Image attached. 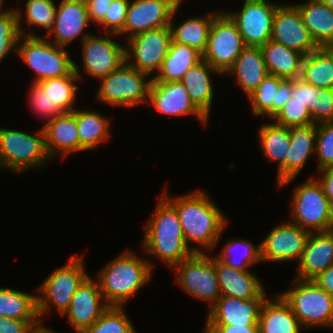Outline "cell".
I'll return each instance as SVG.
<instances>
[{"label": "cell", "mask_w": 333, "mask_h": 333, "mask_svg": "<svg viewBox=\"0 0 333 333\" xmlns=\"http://www.w3.org/2000/svg\"><path fill=\"white\" fill-rule=\"evenodd\" d=\"M149 102L160 113L172 116L195 115L203 126L207 124L208 118L195 106L180 81H152Z\"/></svg>", "instance_id": "obj_19"}, {"label": "cell", "mask_w": 333, "mask_h": 333, "mask_svg": "<svg viewBox=\"0 0 333 333\" xmlns=\"http://www.w3.org/2000/svg\"><path fill=\"white\" fill-rule=\"evenodd\" d=\"M45 134V145L49 157L68 155L80 152V137L78 134L76 116L72 113H63L46 122L42 127Z\"/></svg>", "instance_id": "obj_24"}, {"label": "cell", "mask_w": 333, "mask_h": 333, "mask_svg": "<svg viewBox=\"0 0 333 333\" xmlns=\"http://www.w3.org/2000/svg\"><path fill=\"white\" fill-rule=\"evenodd\" d=\"M26 22L29 26H38L47 30V34L52 29L57 6L53 0H27Z\"/></svg>", "instance_id": "obj_43"}, {"label": "cell", "mask_w": 333, "mask_h": 333, "mask_svg": "<svg viewBox=\"0 0 333 333\" xmlns=\"http://www.w3.org/2000/svg\"><path fill=\"white\" fill-rule=\"evenodd\" d=\"M180 6L181 3L175 8L170 21L172 41L188 45L202 55L206 50L212 21L220 12L209 13L205 17L188 18L179 26H174L173 18Z\"/></svg>", "instance_id": "obj_34"}, {"label": "cell", "mask_w": 333, "mask_h": 333, "mask_svg": "<svg viewBox=\"0 0 333 333\" xmlns=\"http://www.w3.org/2000/svg\"><path fill=\"white\" fill-rule=\"evenodd\" d=\"M266 298L242 300L221 296L208 309L206 325H258L260 310Z\"/></svg>", "instance_id": "obj_21"}, {"label": "cell", "mask_w": 333, "mask_h": 333, "mask_svg": "<svg viewBox=\"0 0 333 333\" xmlns=\"http://www.w3.org/2000/svg\"><path fill=\"white\" fill-rule=\"evenodd\" d=\"M240 12L227 13L236 24L245 46L261 47L271 40L273 18L278 4L267 0H244Z\"/></svg>", "instance_id": "obj_13"}, {"label": "cell", "mask_w": 333, "mask_h": 333, "mask_svg": "<svg viewBox=\"0 0 333 333\" xmlns=\"http://www.w3.org/2000/svg\"><path fill=\"white\" fill-rule=\"evenodd\" d=\"M25 35V36H24ZM22 40V41H21ZM17 45L18 56L36 72L35 83L49 78L70 75L74 71V61L64 47L34 33L20 35Z\"/></svg>", "instance_id": "obj_4"}, {"label": "cell", "mask_w": 333, "mask_h": 333, "mask_svg": "<svg viewBox=\"0 0 333 333\" xmlns=\"http://www.w3.org/2000/svg\"><path fill=\"white\" fill-rule=\"evenodd\" d=\"M112 1L113 0H85L90 21L99 25L104 19L105 14H108V9Z\"/></svg>", "instance_id": "obj_49"}, {"label": "cell", "mask_w": 333, "mask_h": 333, "mask_svg": "<svg viewBox=\"0 0 333 333\" xmlns=\"http://www.w3.org/2000/svg\"><path fill=\"white\" fill-rule=\"evenodd\" d=\"M0 317L20 320H39L37 294L0 288Z\"/></svg>", "instance_id": "obj_39"}, {"label": "cell", "mask_w": 333, "mask_h": 333, "mask_svg": "<svg viewBox=\"0 0 333 333\" xmlns=\"http://www.w3.org/2000/svg\"><path fill=\"white\" fill-rule=\"evenodd\" d=\"M79 67L74 62V71L70 75L58 78H49L38 82L53 103L60 108L63 113L73 112L72 107L76 98V92L80 88L74 81L82 80Z\"/></svg>", "instance_id": "obj_38"}, {"label": "cell", "mask_w": 333, "mask_h": 333, "mask_svg": "<svg viewBox=\"0 0 333 333\" xmlns=\"http://www.w3.org/2000/svg\"><path fill=\"white\" fill-rule=\"evenodd\" d=\"M226 74L235 75L246 96L251 95L268 75L261 47L246 46Z\"/></svg>", "instance_id": "obj_27"}, {"label": "cell", "mask_w": 333, "mask_h": 333, "mask_svg": "<svg viewBox=\"0 0 333 333\" xmlns=\"http://www.w3.org/2000/svg\"><path fill=\"white\" fill-rule=\"evenodd\" d=\"M317 124L290 127V147L287 155V180L279 187L291 183L315 153Z\"/></svg>", "instance_id": "obj_28"}, {"label": "cell", "mask_w": 333, "mask_h": 333, "mask_svg": "<svg viewBox=\"0 0 333 333\" xmlns=\"http://www.w3.org/2000/svg\"><path fill=\"white\" fill-rule=\"evenodd\" d=\"M292 283L294 287L280 295L290 305L301 327L333 326V296L313 280L295 278Z\"/></svg>", "instance_id": "obj_5"}, {"label": "cell", "mask_w": 333, "mask_h": 333, "mask_svg": "<svg viewBox=\"0 0 333 333\" xmlns=\"http://www.w3.org/2000/svg\"><path fill=\"white\" fill-rule=\"evenodd\" d=\"M271 40L296 50L304 56L319 48L304 25L296 4L277 6L273 18Z\"/></svg>", "instance_id": "obj_16"}, {"label": "cell", "mask_w": 333, "mask_h": 333, "mask_svg": "<svg viewBox=\"0 0 333 333\" xmlns=\"http://www.w3.org/2000/svg\"><path fill=\"white\" fill-rule=\"evenodd\" d=\"M214 257L226 266L238 270H248L254 263L261 262V248L260 244L255 247L250 241L236 238L226 242L220 254Z\"/></svg>", "instance_id": "obj_40"}, {"label": "cell", "mask_w": 333, "mask_h": 333, "mask_svg": "<svg viewBox=\"0 0 333 333\" xmlns=\"http://www.w3.org/2000/svg\"><path fill=\"white\" fill-rule=\"evenodd\" d=\"M313 281L333 296V264L314 278Z\"/></svg>", "instance_id": "obj_52"}, {"label": "cell", "mask_w": 333, "mask_h": 333, "mask_svg": "<svg viewBox=\"0 0 333 333\" xmlns=\"http://www.w3.org/2000/svg\"><path fill=\"white\" fill-rule=\"evenodd\" d=\"M43 323L40 320H20L0 317V333H32Z\"/></svg>", "instance_id": "obj_48"}, {"label": "cell", "mask_w": 333, "mask_h": 333, "mask_svg": "<svg viewBox=\"0 0 333 333\" xmlns=\"http://www.w3.org/2000/svg\"><path fill=\"white\" fill-rule=\"evenodd\" d=\"M329 232L333 235V218H332V223Z\"/></svg>", "instance_id": "obj_56"}, {"label": "cell", "mask_w": 333, "mask_h": 333, "mask_svg": "<svg viewBox=\"0 0 333 333\" xmlns=\"http://www.w3.org/2000/svg\"><path fill=\"white\" fill-rule=\"evenodd\" d=\"M150 75L136 70L126 61L116 70L102 77L97 92V100L105 104L137 106L149 100L152 78Z\"/></svg>", "instance_id": "obj_9"}, {"label": "cell", "mask_w": 333, "mask_h": 333, "mask_svg": "<svg viewBox=\"0 0 333 333\" xmlns=\"http://www.w3.org/2000/svg\"><path fill=\"white\" fill-rule=\"evenodd\" d=\"M160 197L153 216L144 227L142 245L146 254L155 255L172 268L194 253H201V249L187 245L176 209L162 195Z\"/></svg>", "instance_id": "obj_2"}, {"label": "cell", "mask_w": 333, "mask_h": 333, "mask_svg": "<svg viewBox=\"0 0 333 333\" xmlns=\"http://www.w3.org/2000/svg\"><path fill=\"white\" fill-rule=\"evenodd\" d=\"M3 3H4V0H0V10H1V7L3 6Z\"/></svg>", "instance_id": "obj_57"}, {"label": "cell", "mask_w": 333, "mask_h": 333, "mask_svg": "<svg viewBox=\"0 0 333 333\" xmlns=\"http://www.w3.org/2000/svg\"><path fill=\"white\" fill-rule=\"evenodd\" d=\"M76 116L78 134L80 137V152L92 150L108 140L109 120L99 112L77 110L72 112Z\"/></svg>", "instance_id": "obj_36"}, {"label": "cell", "mask_w": 333, "mask_h": 333, "mask_svg": "<svg viewBox=\"0 0 333 333\" xmlns=\"http://www.w3.org/2000/svg\"><path fill=\"white\" fill-rule=\"evenodd\" d=\"M245 47L236 24L225 12H220L212 21L202 60L225 75Z\"/></svg>", "instance_id": "obj_11"}, {"label": "cell", "mask_w": 333, "mask_h": 333, "mask_svg": "<svg viewBox=\"0 0 333 333\" xmlns=\"http://www.w3.org/2000/svg\"><path fill=\"white\" fill-rule=\"evenodd\" d=\"M32 333H57L50 329L49 327H45V325H41L39 328H36Z\"/></svg>", "instance_id": "obj_53"}, {"label": "cell", "mask_w": 333, "mask_h": 333, "mask_svg": "<svg viewBox=\"0 0 333 333\" xmlns=\"http://www.w3.org/2000/svg\"><path fill=\"white\" fill-rule=\"evenodd\" d=\"M268 74L283 79H298L304 55L273 40L261 46Z\"/></svg>", "instance_id": "obj_33"}, {"label": "cell", "mask_w": 333, "mask_h": 333, "mask_svg": "<svg viewBox=\"0 0 333 333\" xmlns=\"http://www.w3.org/2000/svg\"><path fill=\"white\" fill-rule=\"evenodd\" d=\"M172 41L170 26L149 30L128 38L126 62L141 72L159 71ZM130 49V50H129ZM133 58L134 61H131Z\"/></svg>", "instance_id": "obj_12"}, {"label": "cell", "mask_w": 333, "mask_h": 333, "mask_svg": "<svg viewBox=\"0 0 333 333\" xmlns=\"http://www.w3.org/2000/svg\"><path fill=\"white\" fill-rule=\"evenodd\" d=\"M321 2L325 3L328 5L330 8L333 9V0H320Z\"/></svg>", "instance_id": "obj_55"}, {"label": "cell", "mask_w": 333, "mask_h": 333, "mask_svg": "<svg viewBox=\"0 0 333 333\" xmlns=\"http://www.w3.org/2000/svg\"><path fill=\"white\" fill-rule=\"evenodd\" d=\"M81 333H137L123 307L110 306L90 327Z\"/></svg>", "instance_id": "obj_42"}, {"label": "cell", "mask_w": 333, "mask_h": 333, "mask_svg": "<svg viewBox=\"0 0 333 333\" xmlns=\"http://www.w3.org/2000/svg\"><path fill=\"white\" fill-rule=\"evenodd\" d=\"M291 222L311 232H327L333 218L330 203L318 180L311 177L295 188L292 194ZM293 220V221H292Z\"/></svg>", "instance_id": "obj_8"}, {"label": "cell", "mask_w": 333, "mask_h": 333, "mask_svg": "<svg viewBox=\"0 0 333 333\" xmlns=\"http://www.w3.org/2000/svg\"><path fill=\"white\" fill-rule=\"evenodd\" d=\"M201 60L202 55L195 49L171 41L168 54L152 81H180L185 73Z\"/></svg>", "instance_id": "obj_35"}, {"label": "cell", "mask_w": 333, "mask_h": 333, "mask_svg": "<svg viewBox=\"0 0 333 333\" xmlns=\"http://www.w3.org/2000/svg\"><path fill=\"white\" fill-rule=\"evenodd\" d=\"M125 50L119 42L108 37L89 35L82 41L83 70L101 79L126 61Z\"/></svg>", "instance_id": "obj_18"}, {"label": "cell", "mask_w": 333, "mask_h": 333, "mask_svg": "<svg viewBox=\"0 0 333 333\" xmlns=\"http://www.w3.org/2000/svg\"><path fill=\"white\" fill-rule=\"evenodd\" d=\"M301 80L324 89H333V57L323 48L303 57Z\"/></svg>", "instance_id": "obj_37"}, {"label": "cell", "mask_w": 333, "mask_h": 333, "mask_svg": "<svg viewBox=\"0 0 333 333\" xmlns=\"http://www.w3.org/2000/svg\"><path fill=\"white\" fill-rule=\"evenodd\" d=\"M259 144L263 155L270 162H279L277 183L287 180V155L290 147V128L275 122H267L259 128Z\"/></svg>", "instance_id": "obj_26"}, {"label": "cell", "mask_w": 333, "mask_h": 333, "mask_svg": "<svg viewBox=\"0 0 333 333\" xmlns=\"http://www.w3.org/2000/svg\"><path fill=\"white\" fill-rule=\"evenodd\" d=\"M28 97H30L29 104L34 112L39 116L48 118V121L63 114L60 108L56 106V103L52 102L38 83H32L30 95Z\"/></svg>", "instance_id": "obj_46"}, {"label": "cell", "mask_w": 333, "mask_h": 333, "mask_svg": "<svg viewBox=\"0 0 333 333\" xmlns=\"http://www.w3.org/2000/svg\"><path fill=\"white\" fill-rule=\"evenodd\" d=\"M275 301L266 298L262 304L259 320V333H300V322L290 305L280 294L274 295Z\"/></svg>", "instance_id": "obj_29"}, {"label": "cell", "mask_w": 333, "mask_h": 333, "mask_svg": "<svg viewBox=\"0 0 333 333\" xmlns=\"http://www.w3.org/2000/svg\"><path fill=\"white\" fill-rule=\"evenodd\" d=\"M221 74L204 60L191 67L180 80L195 106L209 118L214 89L210 75Z\"/></svg>", "instance_id": "obj_30"}, {"label": "cell", "mask_w": 333, "mask_h": 333, "mask_svg": "<svg viewBox=\"0 0 333 333\" xmlns=\"http://www.w3.org/2000/svg\"><path fill=\"white\" fill-rule=\"evenodd\" d=\"M204 333H259L258 325H206Z\"/></svg>", "instance_id": "obj_50"}, {"label": "cell", "mask_w": 333, "mask_h": 333, "mask_svg": "<svg viewBox=\"0 0 333 333\" xmlns=\"http://www.w3.org/2000/svg\"><path fill=\"white\" fill-rule=\"evenodd\" d=\"M291 93L292 79L268 74L248 98L255 115L272 119L292 97Z\"/></svg>", "instance_id": "obj_23"}, {"label": "cell", "mask_w": 333, "mask_h": 333, "mask_svg": "<svg viewBox=\"0 0 333 333\" xmlns=\"http://www.w3.org/2000/svg\"><path fill=\"white\" fill-rule=\"evenodd\" d=\"M50 159L43 128L37 132V136L0 128V168L19 174L34 167H42Z\"/></svg>", "instance_id": "obj_7"}, {"label": "cell", "mask_w": 333, "mask_h": 333, "mask_svg": "<svg viewBox=\"0 0 333 333\" xmlns=\"http://www.w3.org/2000/svg\"><path fill=\"white\" fill-rule=\"evenodd\" d=\"M162 196L176 209L185 242L193 241L203 249L212 250L216 247L222 231L229 223L225 214L199 189L183 196L170 198L165 190Z\"/></svg>", "instance_id": "obj_1"}, {"label": "cell", "mask_w": 333, "mask_h": 333, "mask_svg": "<svg viewBox=\"0 0 333 333\" xmlns=\"http://www.w3.org/2000/svg\"><path fill=\"white\" fill-rule=\"evenodd\" d=\"M153 266L130 250L115 257L96 279L104 299L110 306L123 307L149 281Z\"/></svg>", "instance_id": "obj_3"}, {"label": "cell", "mask_w": 333, "mask_h": 333, "mask_svg": "<svg viewBox=\"0 0 333 333\" xmlns=\"http://www.w3.org/2000/svg\"><path fill=\"white\" fill-rule=\"evenodd\" d=\"M318 173L321 176L317 180L321 184L324 194L333 205V165L319 170Z\"/></svg>", "instance_id": "obj_51"}, {"label": "cell", "mask_w": 333, "mask_h": 333, "mask_svg": "<svg viewBox=\"0 0 333 333\" xmlns=\"http://www.w3.org/2000/svg\"><path fill=\"white\" fill-rule=\"evenodd\" d=\"M272 119H275L276 124L289 128L314 123L306 104L295 100L293 97L284 104L283 108Z\"/></svg>", "instance_id": "obj_44"}, {"label": "cell", "mask_w": 333, "mask_h": 333, "mask_svg": "<svg viewBox=\"0 0 333 333\" xmlns=\"http://www.w3.org/2000/svg\"><path fill=\"white\" fill-rule=\"evenodd\" d=\"M177 270L179 286L190 296L211 303L209 309L221 297L216 275V258L209 254L194 253L172 267Z\"/></svg>", "instance_id": "obj_10"}, {"label": "cell", "mask_w": 333, "mask_h": 333, "mask_svg": "<svg viewBox=\"0 0 333 333\" xmlns=\"http://www.w3.org/2000/svg\"><path fill=\"white\" fill-rule=\"evenodd\" d=\"M310 232L284 221L275 226L260 243L261 262L299 260Z\"/></svg>", "instance_id": "obj_15"}, {"label": "cell", "mask_w": 333, "mask_h": 333, "mask_svg": "<svg viewBox=\"0 0 333 333\" xmlns=\"http://www.w3.org/2000/svg\"><path fill=\"white\" fill-rule=\"evenodd\" d=\"M291 96L306 104L314 123L333 121V89L313 86L300 78L292 79Z\"/></svg>", "instance_id": "obj_31"}, {"label": "cell", "mask_w": 333, "mask_h": 333, "mask_svg": "<svg viewBox=\"0 0 333 333\" xmlns=\"http://www.w3.org/2000/svg\"><path fill=\"white\" fill-rule=\"evenodd\" d=\"M216 275L221 296L242 300L267 298L260 279L248 270L234 269L216 259Z\"/></svg>", "instance_id": "obj_25"}, {"label": "cell", "mask_w": 333, "mask_h": 333, "mask_svg": "<svg viewBox=\"0 0 333 333\" xmlns=\"http://www.w3.org/2000/svg\"><path fill=\"white\" fill-rule=\"evenodd\" d=\"M109 307L100 291L98 281L88 276L77 288L70 307L64 315L67 316L76 333H81L92 326Z\"/></svg>", "instance_id": "obj_17"}, {"label": "cell", "mask_w": 333, "mask_h": 333, "mask_svg": "<svg viewBox=\"0 0 333 333\" xmlns=\"http://www.w3.org/2000/svg\"><path fill=\"white\" fill-rule=\"evenodd\" d=\"M88 22L90 19L85 0H61L56 10L54 25L45 36L47 39L54 36L55 42H52L65 47L82 34V41L92 34L84 33Z\"/></svg>", "instance_id": "obj_20"}, {"label": "cell", "mask_w": 333, "mask_h": 333, "mask_svg": "<svg viewBox=\"0 0 333 333\" xmlns=\"http://www.w3.org/2000/svg\"><path fill=\"white\" fill-rule=\"evenodd\" d=\"M82 256H71L69 262L54 270L38 288L37 312L40 322L52 308L62 316L69 309L71 300L81 283L89 276L82 264ZM42 295V296H41ZM42 319V320H41Z\"/></svg>", "instance_id": "obj_6"}, {"label": "cell", "mask_w": 333, "mask_h": 333, "mask_svg": "<svg viewBox=\"0 0 333 333\" xmlns=\"http://www.w3.org/2000/svg\"><path fill=\"white\" fill-rule=\"evenodd\" d=\"M333 264V235L327 232H311L299 260L297 279L313 280Z\"/></svg>", "instance_id": "obj_22"}, {"label": "cell", "mask_w": 333, "mask_h": 333, "mask_svg": "<svg viewBox=\"0 0 333 333\" xmlns=\"http://www.w3.org/2000/svg\"><path fill=\"white\" fill-rule=\"evenodd\" d=\"M333 57V44L323 47Z\"/></svg>", "instance_id": "obj_54"}, {"label": "cell", "mask_w": 333, "mask_h": 333, "mask_svg": "<svg viewBox=\"0 0 333 333\" xmlns=\"http://www.w3.org/2000/svg\"><path fill=\"white\" fill-rule=\"evenodd\" d=\"M129 0H113L108 14H105L104 19L99 23L106 30L108 36L118 35L124 27Z\"/></svg>", "instance_id": "obj_47"}, {"label": "cell", "mask_w": 333, "mask_h": 333, "mask_svg": "<svg viewBox=\"0 0 333 333\" xmlns=\"http://www.w3.org/2000/svg\"><path fill=\"white\" fill-rule=\"evenodd\" d=\"M182 0H132L127 9L123 30L127 39L137 34L170 26L175 8Z\"/></svg>", "instance_id": "obj_14"}, {"label": "cell", "mask_w": 333, "mask_h": 333, "mask_svg": "<svg viewBox=\"0 0 333 333\" xmlns=\"http://www.w3.org/2000/svg\"><path fill=\"white\" fill-rule=\"evenodd\" d=\"M296 7L316 45L325 47L333 44V9L320 0H309Z\"/></svg>", "instance_id": "obj_32"}, {"label": "cell", "mask_w": 333, "mask_h": 333, "mask_svg": "<svg viewBox=\"0 0 333 333\" xmlns=\"http://www.w3.org/2000/svg\"><path fill=\"white\" fill-rule=\"evenodd\" d=\"M315 153L318 156L317 171L333 165V121L317 124Z\"/></svg>", "instance_id": "obj_45"}, {"label": "cell", "mask_w": 333, "mask_h": 333, "mask_svg": "<svg viewBox=\"0 0 333 333\" xmlns=\"http://www.w3.org/2000/svg\"><path fill=\"white\" fill-rule=\"evenodd\" d=\"M21 13L18 8L0 11V62L11 50H17L18 39L20 35L23 36Z\"/></svg>", "instance_id": "obj_41"}]
</instances>
